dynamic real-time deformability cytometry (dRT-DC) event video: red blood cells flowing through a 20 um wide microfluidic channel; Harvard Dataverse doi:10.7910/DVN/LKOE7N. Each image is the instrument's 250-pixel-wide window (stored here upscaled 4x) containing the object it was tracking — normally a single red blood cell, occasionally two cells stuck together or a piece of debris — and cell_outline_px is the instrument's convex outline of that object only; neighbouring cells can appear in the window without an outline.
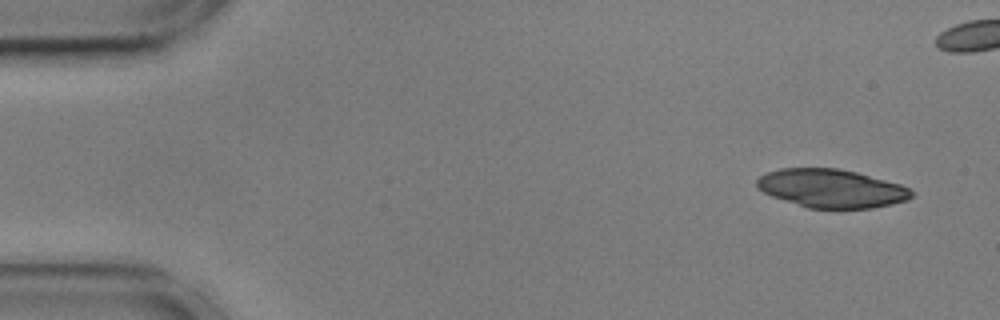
{"species": "common noctule bat (a hibernating species)", "species_latin": "Nyctalus noctula", "temperature_condition": "cold", "stored_images_in_passage": 55, "segment_of_instrument_passage": [1, 2], "camera_frame_rate_fps": 3000, "um_per_image_px": 0.085, "animal": {"sex": "male", "body_mass_g": 17.9, "forearm_length_mm": 54.2}, "frame": {"image": 1, "passage_image": 3, "time_ms": 0.667, "image_size_px": [1000, 320], "cell_outline_px": [[916, 192], [908, 200], [892, 204], [872, 208], [808, 208], [772, 196], [756, 188], [756, 180], [760, 176], [768, 172], [780, 168], [836, 168], [856, 172], [900, 184]], "centroid_in_image_um": [70.67, 16.01], "position_along_channel_um": 14.3, "area_um2": 34.56}}